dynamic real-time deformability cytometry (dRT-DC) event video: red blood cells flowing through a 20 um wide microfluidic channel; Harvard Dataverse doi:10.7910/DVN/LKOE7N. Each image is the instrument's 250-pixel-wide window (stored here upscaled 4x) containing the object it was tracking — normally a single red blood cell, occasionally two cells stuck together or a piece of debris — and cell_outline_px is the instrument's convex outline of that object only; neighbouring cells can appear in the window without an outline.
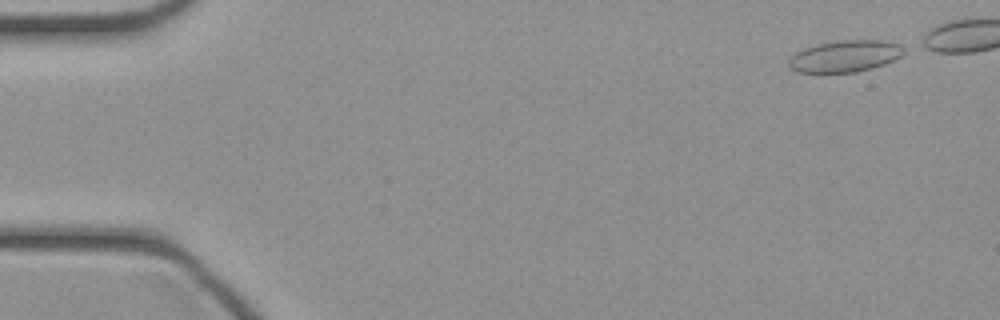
{"species": "common noctule bat (a hibernating species)", "species_latin": "Nyctalus noctula", "temperature_condition": "cold", "stored_images_in_passage": 36, "camera_frame_rate_fps": 3000, "um_per_image_px": 0.085, "animal": {"sex": "female", "body_mass_g": 21.9}, "frame": {"image": 1, "passage_image": 1, "time_ms": 0.0, "image_size_px": [1000, 320], "cell_outline_px": [[908, 48], [900, 56], [884, 64], [872, 68], [856, 72], [796, 72], [788, 68], [788, 60], [796, 52], [804, 48], [816, 44], [836, 40], [880, 40], [900, 44]], "centroid_in_image_um": [71.82, 4.76], "position_along_channel_um": 13.2, "area_um2": 21.39}}
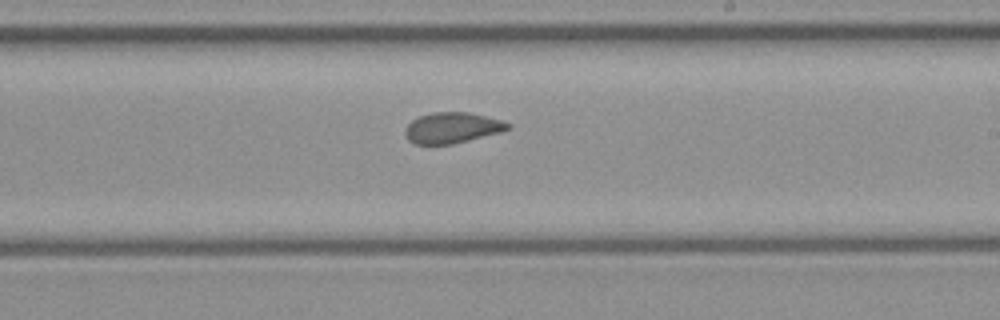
{"frame": {"image": 2, "passage_image": 25, "time_ms": 8.0, "image_size_px": [1000, 320], "cell_outline_px": [[512, 128], [500, 132], [452, 144], [416, 144], [408, 140], [404, 132], [404, 128], [412, 120], [420, 116], [432, 112], [468, 112], [500, 120], [512, 124]], "centroid_in_image_um": [38.42, 10.86], "position_along_channel_um": 250.6, "area_um2": 18.32}}
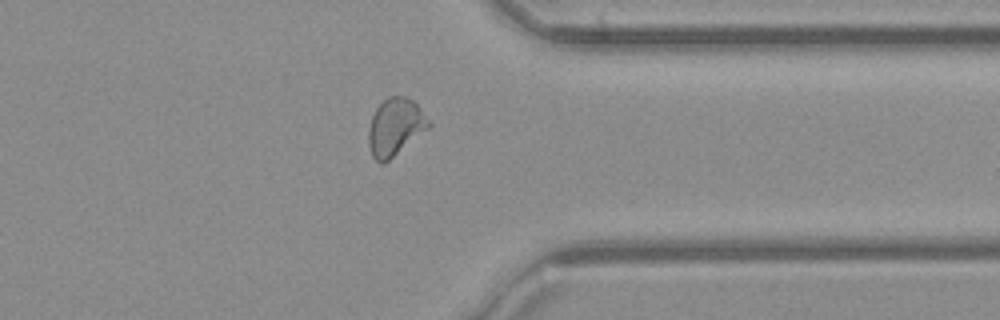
{"frame": {"image": 3, "passage_image": 34, "time_ms": 11.0, "image_size_px": [1000, 320], "cell_outline_px": [[432, 124], [428, 128], [384, 164], [380, 164], [372, 156], [368, 144], [368, 128], [372, 116], [376, 108], [388, 96], [404, 96], [412, 100], [416, 104]], "centroid_in_image_um": [33.56, 10.8], "position_along_channel_um": 377.8, "area_um2": 19.88}}